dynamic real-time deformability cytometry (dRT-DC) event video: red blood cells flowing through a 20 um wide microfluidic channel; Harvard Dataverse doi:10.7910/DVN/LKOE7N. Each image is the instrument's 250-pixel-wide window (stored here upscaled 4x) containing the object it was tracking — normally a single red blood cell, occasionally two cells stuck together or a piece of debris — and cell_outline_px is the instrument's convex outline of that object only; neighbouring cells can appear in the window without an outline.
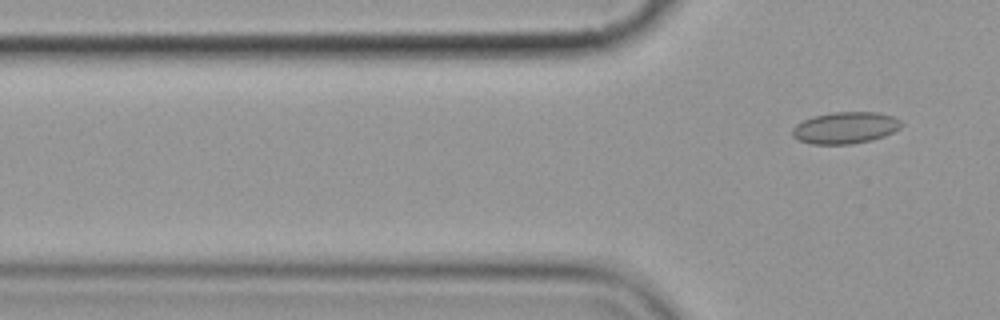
{"species": "common noctule bat (a hibernating species)", "species_latin": "Nyctalus noctula", "temperature_condition": "cold", "stored_images_in_passage": 6, "segment_of_instrument_passage": [2, 2], "camera_frame_rate_fps": 3000, "um_per_image_px": 0.085, "animal": {"sex": "female", "body_mass_g": 19.9}, "frame": {"image": 1, "passage_image": 6, "time_ms": 6.667, "image_size_px": [1000, 320], "cell_outline_px": [[904, 124], [900, 128], [884, 136], [872, 140], [852, 144], [812, 144], [800, 140], [792, 136], [792, 128], [796, 124], [812, 116], [832, 112], [876, 112], [892, 116], [900, 120]], "centroid_in_image_um": [71.85, 10.86], "position_along_channel_um": 54.0, "area_um2": 20.17}}